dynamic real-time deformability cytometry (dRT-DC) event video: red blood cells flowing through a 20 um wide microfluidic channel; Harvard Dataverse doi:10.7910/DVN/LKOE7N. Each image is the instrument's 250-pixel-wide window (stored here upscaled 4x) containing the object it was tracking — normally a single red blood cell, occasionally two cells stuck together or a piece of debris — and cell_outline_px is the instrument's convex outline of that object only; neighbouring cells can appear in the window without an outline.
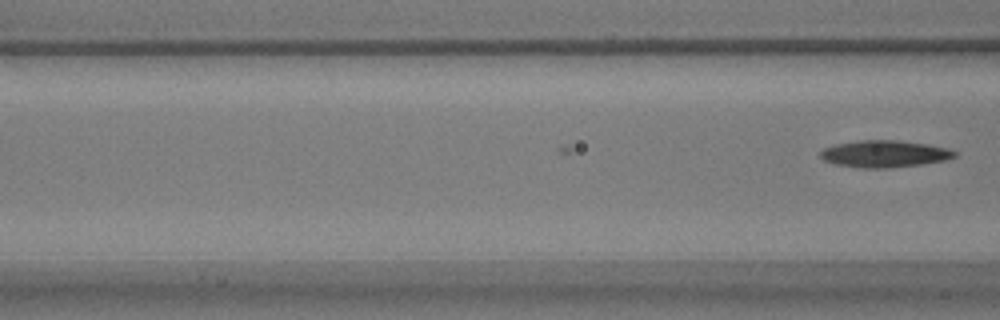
{"species": "common noctule bat (a hibernating species)", "species_latin": "Nyctalus noctula", "temperature_condition": "warm", "stored_images_in_passage": 4, "camera_frame_rate_fps": 3000, "um_per_image_px": 0.085, "animal": {"sex": "male", "body_mass_g": 17.9}, "frame": {"image": 1, "passage_image": 4, "time_ms": 1.0, "image_size_px": [1000, 320], "cell_outline_px": [[956, 156], [944, 160], [920, 164], [884, 168], [860, 168], [836, 164], [824, 160], [820, 156], [820, 152], [824, 148], [836, 144], [860, 140], [896, 140], [928, 144], [948, 148], [956, 152]], "centroid_in_image_um": [75.17, 13.07], "position_along_channel_um": 91.4, "area_um2": 20.87}}